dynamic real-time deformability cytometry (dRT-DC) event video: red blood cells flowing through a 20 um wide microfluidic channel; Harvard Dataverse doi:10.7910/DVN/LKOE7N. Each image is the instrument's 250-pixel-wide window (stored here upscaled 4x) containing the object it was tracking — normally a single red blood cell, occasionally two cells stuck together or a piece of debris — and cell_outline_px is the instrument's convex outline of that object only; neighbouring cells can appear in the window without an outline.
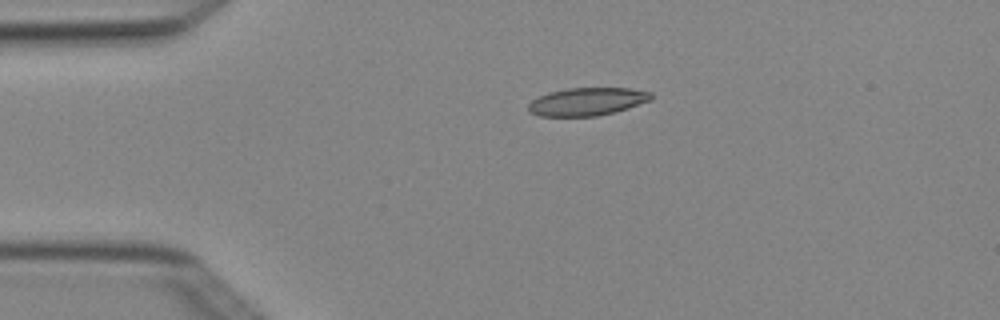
{"species": "Egyptian fruit bat (a non-hibernating species)", "species_latin": "Rousettus aegyptiacus", "temperature_condition": "cold", "stored_images_in_passage": 4, "camera_frame_rate_fps": 3000, "um_per_image_px": 0.085, "animal": {"sex": "female"}, "frame": {"image": 1, "passage_image": 3, "time_ms": 0.667, "image_size_px": [1000, 320], "cell_outline_px": [[652, 100], [616, 112], [596, 116], [540, 116], [528, 112], [528, 104], [532, 100], [548, 92], [568, 88], [628, 88], [652, 92]], "centroid_in_image_um": [49.91, 8.64], "position_along_channel_um": 35.1, "area_um2": 20.06}}